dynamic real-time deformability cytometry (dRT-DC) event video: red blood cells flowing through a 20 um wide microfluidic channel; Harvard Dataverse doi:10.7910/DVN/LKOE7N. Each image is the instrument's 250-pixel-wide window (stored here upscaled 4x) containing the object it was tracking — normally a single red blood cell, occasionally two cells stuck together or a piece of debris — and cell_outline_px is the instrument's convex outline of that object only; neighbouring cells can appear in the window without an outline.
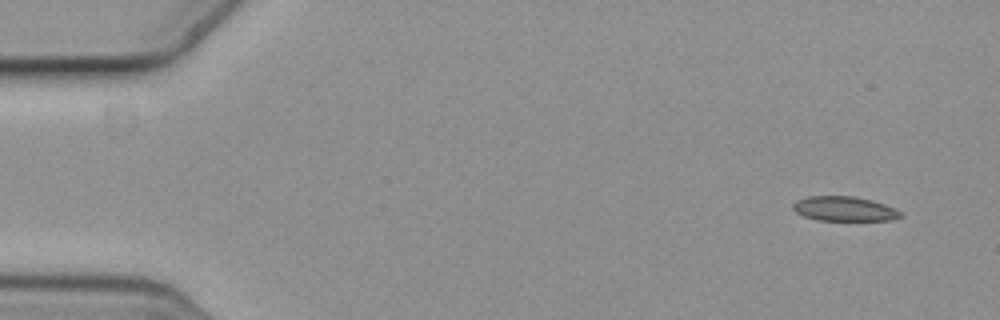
{"species": "common noctule bat (a hibernating species)", "species_latin": "Nyctalus noctula", "temperature_condition": "cold", "stored_images_in_passage": 3, "camera_frame_rate_fps": 3000, "um_per_image_px": 0.085, "animal": {"sex": "female", "body_mass_g": 19.3, "forearm_length_mm": 54.1}, "frame": {"image": 1, "passage_image": 1, "time_ms": 0.0, "image_size_px": [1000, 320], "cell_outline_px": [[904, 216], [892, 220], [820, 220], [804, 216], [796, 212], [792, 208], [792, 204], [796, 200], [808, 196], [852, 196], [872, 200], [896, 208]], "centroid_in_image_um": [71.77, 17.74], "position_along_channel_um": 13.2, "area_um2": 15.43}}